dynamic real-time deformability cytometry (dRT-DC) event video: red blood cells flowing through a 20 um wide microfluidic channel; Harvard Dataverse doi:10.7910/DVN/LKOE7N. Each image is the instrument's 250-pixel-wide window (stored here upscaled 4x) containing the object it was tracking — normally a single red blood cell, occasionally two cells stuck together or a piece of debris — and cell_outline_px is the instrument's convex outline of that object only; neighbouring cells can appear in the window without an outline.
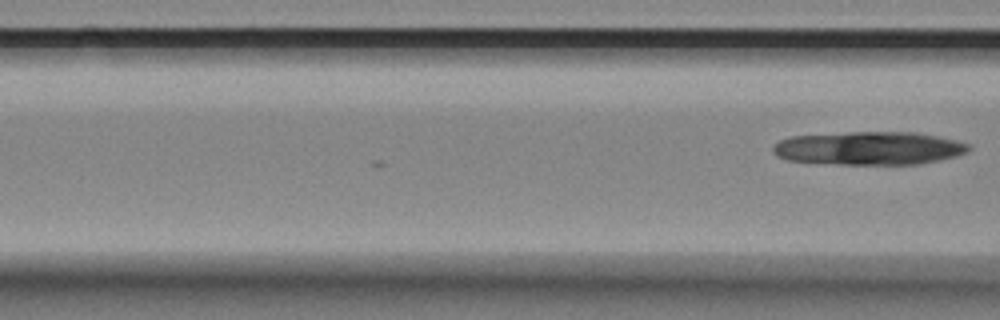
{"species": "Egyptian fruit bat (a non-hibernating species)", "species_latin": "Rousettus aegyptiacus", "temperature_condition": "room temperature", "stored_images_in_passage": 6, "camera_frame_rate_fps": 3000, "um_per_image_px": 0.085, "animal": {"sex": "female"}, "frame": {"image": 1, "passage_image": 6, "time_ms": 1.667, "image_size_px": [1000, 320], "cell_outline_px": [[972, 148], [968, 152], [956, 156], [920, 164], [840, 164], [788, 160], [776, 156], [772, 152], [772, 148], [780, 140], [792, 136], [848, 132], [912, 132], [936, 136], [956, 140], [972, 144]], "centroid_in_image_um": [73.9, 12.59], "position_along_channel_um": 92.7, "area_um2": 37.97}}